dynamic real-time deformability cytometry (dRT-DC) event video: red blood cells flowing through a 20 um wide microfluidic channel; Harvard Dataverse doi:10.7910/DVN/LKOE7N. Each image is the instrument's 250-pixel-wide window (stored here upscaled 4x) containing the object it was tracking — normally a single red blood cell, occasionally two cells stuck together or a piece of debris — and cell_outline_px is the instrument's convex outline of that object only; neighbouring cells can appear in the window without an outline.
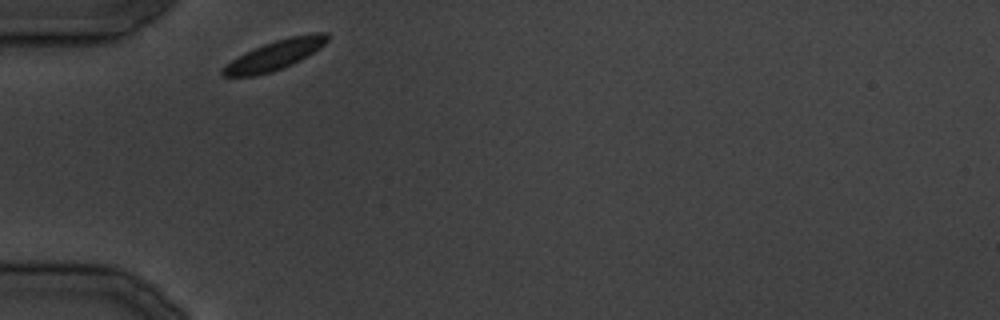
{"species": "common noctule bat (a hibernating species)", "species_latin": "Nyctalus noctula", "temperature_condition": "cold", "stored_images_in_passage": 20, "camera_frame_rate_fps": 3000, "um_per_image_px": 0.085, "animal": {"sex": "male", "body_mass_g": 19.5, "forearm_length_mm": 54.6}, "frame": {"image": 1, "passage_image": 1, "time_ms": 0.0, "image_size_px": [1000, 320], "cell_outline_px": [[328, 40], [320, 48], [300, 60], [292, 64], [272, 72], [256, 76], [224, 76], [220, 72], [232, 60], [264, 44], [288, 36], [316, 32], [328, 32]], "centroid_in_image_um": [23.43, 4.67], "position_along_channel_um": 61.6, "area_um2": 17.69}}
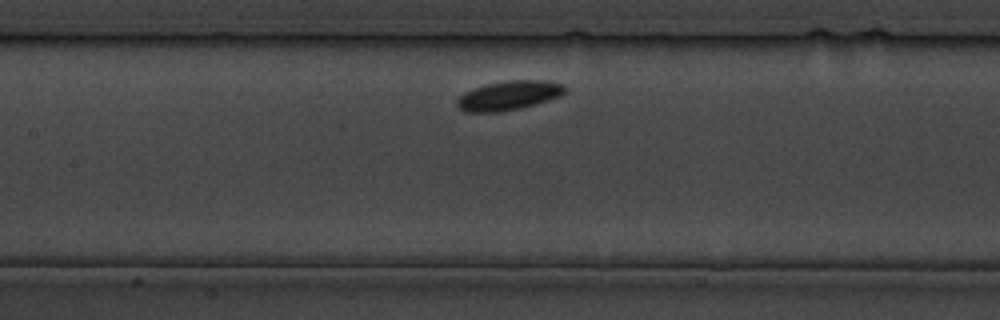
{"frame": {"image": 2, "passage_image": 7, "time_ms": 7.667, "image_size_px": [1000, 320], "cell_outline_px": [[564, 92], [560, 96], [548, 100], [520, 108], [500, 112], [464, 112], [456, 104], [456, 100], [464, 92], [488, 84], [508, 80], [544, 80], [564, 84]], "centroid_in_image_um": [43.23, 8.12], "position_along_channel_um": 164.2, "area_um2": 18.21}}
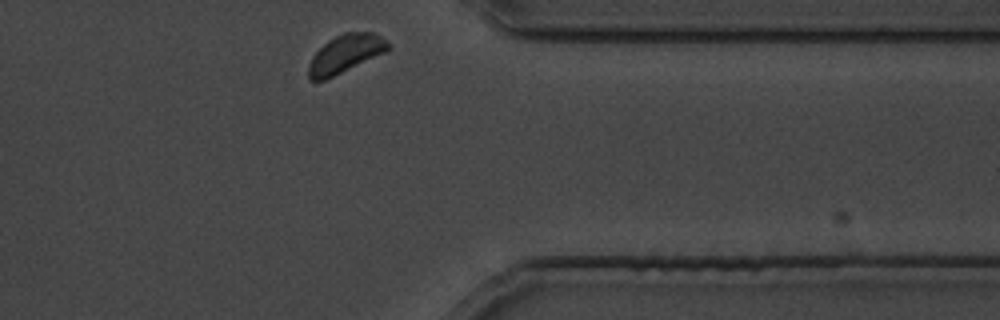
{"frame": {"image": 3, "passage_image": 20, "time_ms": 23.333, "image_size_px": [1000, 320], "cell_outline_px": [[392, 48], [388, 52], [324, 80], [308, 80], [308, 64], [312, 56], [328, 40], [344, 32], [372, 32], [380, 36], [392, 44]], "centroid_in_image_um": [29.4, 4.57], "position_along_channel_um": 382.0, "area_um2": 17.86}}